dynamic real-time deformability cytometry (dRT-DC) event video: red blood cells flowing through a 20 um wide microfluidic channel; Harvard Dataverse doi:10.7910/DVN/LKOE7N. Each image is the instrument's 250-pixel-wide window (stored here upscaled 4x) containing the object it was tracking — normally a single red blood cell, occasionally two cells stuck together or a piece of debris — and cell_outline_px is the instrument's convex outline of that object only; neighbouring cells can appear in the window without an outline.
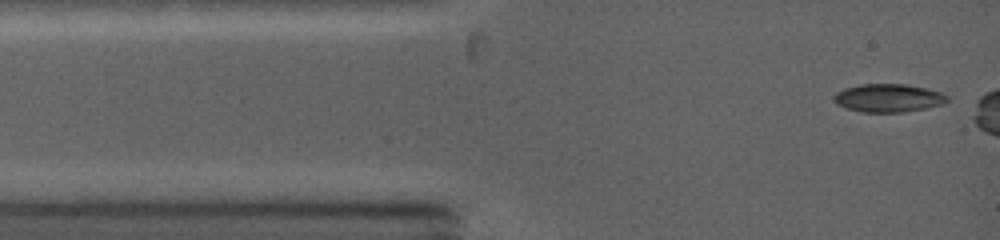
{"species": "common noctule bat (a hibernating species)", "species_latin": "Nyctalus noctula", "temperature_condition": "warm", "stored_images_in_passage": 25, "camera_frame_rate_fps": 5000, "um_per_image_px": 0.085, "animal": {"sex": "female", "body_mass_g": 19.0, "forearm_length_mm": 53.3}, "frame": {"image": 1, "passage_image": 1, "time_ms": 0.0, "image_size_px": [1000, 240], "cell_outline_px": [[948, 100], [944, 104], [928, 108], [904, 112], [864, 112], [848, 108], [836, 104], [832, 100], [832, 96], [836, 92], [844, 88], [860, 84], [904, 84], [924, 88], [940, 92], [948, 96]], "centroid_in_image_um": [75.49, 8.33], "position_along_channel_um": 9.5, "area_um2": 18.67}}
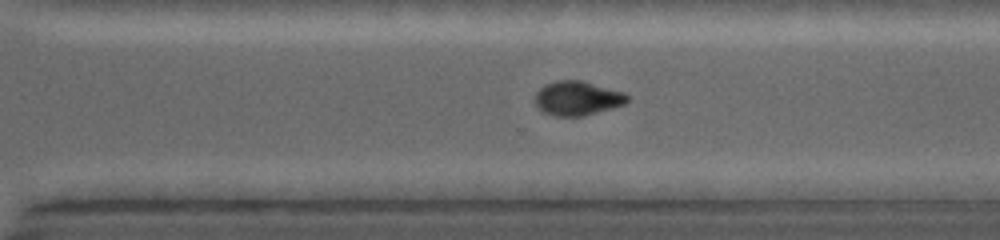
{"frame": {"image": 2, "passage_image": 21, "time_ms": 8.4, "image_size_px": [1000, 240], "cell_outline_px": [[628, 100], [624, 104], [612, 108], [584, 116], [552, 116], [544, 112], [536, 104], [536, 92], [544, 84], [556, 80], [580, 80], [624, 92], [628, 96]], "centroid_in_image_um": [49.07, 8.35], "position_along_channel_um": 321.5, "area_um2": 18.32}}
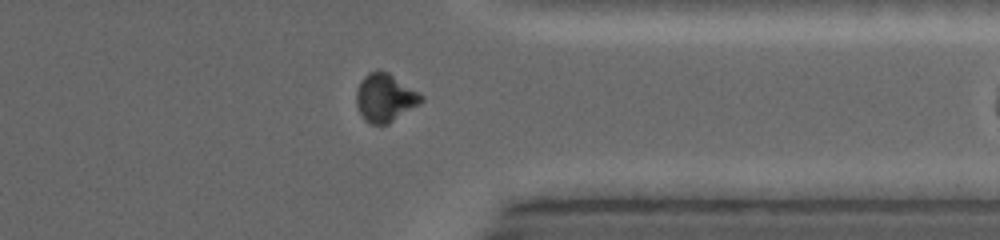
{"frame": {"image": 3, "passage_image": 24, "time_ms": 9.8, "image_size_px": [1000, 240], "cell_outline_px": [[424, 100], [420, 104], [388, 124], [372, 124], [360, 112], [356, 104], [356, 92], [360, 80], [368, 72], [388, 72], [424, 96]], "centroid_in_image_um": [32.74, 8.31], "position_along_channel_um": 378.7, "area_um2": 17.86}}